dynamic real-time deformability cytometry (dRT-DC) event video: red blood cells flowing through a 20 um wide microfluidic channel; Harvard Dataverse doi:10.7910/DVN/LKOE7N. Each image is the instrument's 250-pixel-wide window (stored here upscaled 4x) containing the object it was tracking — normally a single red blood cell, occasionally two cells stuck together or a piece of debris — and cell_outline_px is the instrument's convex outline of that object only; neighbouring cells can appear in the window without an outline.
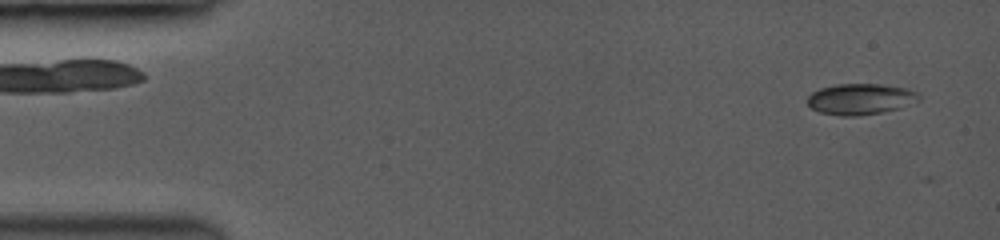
{"species": "common noctule bat (a hibernating species)", "species_latin": "Nyctalus noctula", "temperature_condition": "room temperature", "stored_images_in_passage": 3, "camera_frame_rate_fps": 3500, "um_per_image_px": 0.085, "animal": {"sex": "female", "body_mass_g": 19.0, "forearm_length_mm": 53.3}, "frame": {"image": 1, "passage_image": 2, "time_ms": 0.286, "image_size_px": [1000, 240], "cell_outline_px": [[920, 100], [900, 108], [880, 112], [856, 116], [840, 116], [820, 112], [812, 108], [804, 100], [812, 92], [820, 88], [836, 84], [880, 84], [908, 88], [920, 92]], "centroid_in_image_um": [73.15, 8.41], "position_along_channel_um": 11.9, "area_um2": 20.35}}